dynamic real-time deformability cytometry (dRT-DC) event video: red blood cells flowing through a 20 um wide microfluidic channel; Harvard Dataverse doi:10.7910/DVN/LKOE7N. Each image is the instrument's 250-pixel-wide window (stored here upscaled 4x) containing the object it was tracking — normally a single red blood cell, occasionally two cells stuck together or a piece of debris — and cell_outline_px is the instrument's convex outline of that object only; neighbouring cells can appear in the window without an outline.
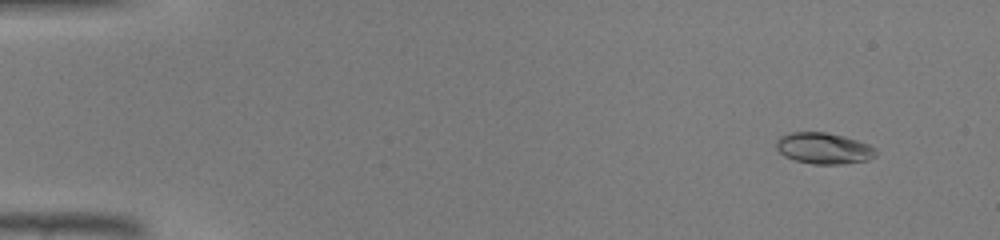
{"species": "common noctule bat (a hibernating species)", "species_latin": "Nyctalus noctula", "temperature_condition": "warm", "stored_images_in_passage": 46, "camera_frame_rate_fps": 3000, "um_per_image_px": 0.085, "animal": {"sex": "male", "body_mass_g": 19.0, "forearm_length_mm": 50.8}, "frame": {"image": 1, "passage_image": 4, "time_ms": 1.0, "image_size_px": [1000, 240], "cell_outline_px": [[876, 156], [868, 160], [844, 164], [812, 164], [796, 160], [784, 156], [776, 148], [776, 140], [780, 136], [792, 132], [824, 132], [844, 136], [868, 144], [876, 148]], "centroid_in_image_um": [70.02, 12.61], "position_along_channel_um": 15.0, "area_um2": 18.15}}
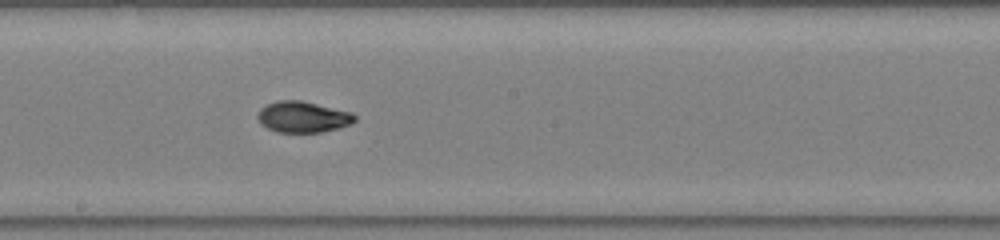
{"frame": {"image": 2, "passage_image": 26, "time_ms": 8.333, "image_size_px": [1000, 240], "cell_outline_px": [[356, 120], [348, 124], [336, 128], [320, 132], [276, 132], [260, 124], [256, 116], [260, 108], [276, 100], [300, 100], [352, 112], [356, 116]], "centroid_in_image_um": [25.7, 9.93], "position_along_channel_um": 222.5, "area_um2": 17.51}}
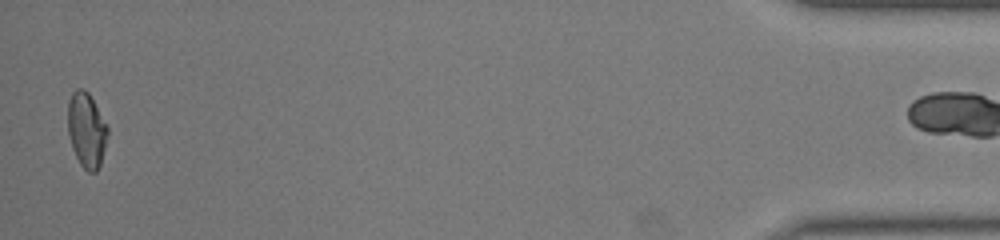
{"frame": {"image": 3, "passage_image": 45, "time_ms": 14.667, "image_size_px": [1000, 240], "cell_outline_px": [[108, 136], [100, 164], [96, 172], [88, 172], [80, 164], [72, 148], [68, 132], [68, 100], [72, 92], [76, 88], [84, 88], [88, 92], [108, 128]], "centroid_in_image_um": [7.34, 11.04], "position_along_channel_um": 427.9, "area_um2": 17.28}}